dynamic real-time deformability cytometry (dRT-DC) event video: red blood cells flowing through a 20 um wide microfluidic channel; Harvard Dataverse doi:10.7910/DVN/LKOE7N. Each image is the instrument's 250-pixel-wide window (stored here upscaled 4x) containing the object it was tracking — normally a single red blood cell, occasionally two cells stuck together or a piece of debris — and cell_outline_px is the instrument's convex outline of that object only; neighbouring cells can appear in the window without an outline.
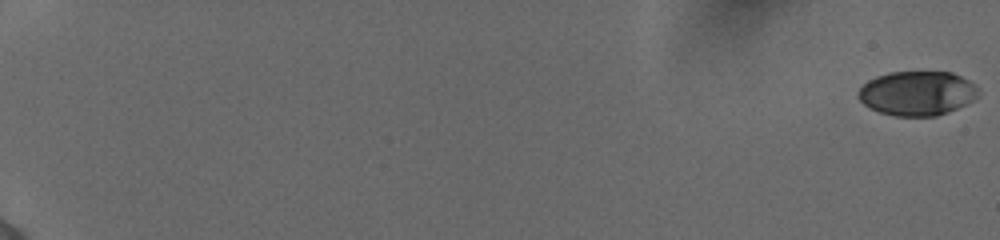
{"species": "human", "species_latin": "Homo sapiens", "temperature_condition": "cold", "stored_images_in_passage": 57, "camera_frame_rate_fps": 3000, "um_per_image_px": 0.085, "donor": {"sex": "female"}, "frame": {"image": 1, "passage_image": 1, "time_ms": 0.0, "image_size_px": [1000, 240], "cell_outline_px": [[976, 96], [972, 100], [948, 112], [936, 116], [896, 116], [880, 112], [864, 104], [860, 100], [860, 88], [868, 80], [876, 76], [892, 72], [952, 72], [968, 80], [976, 88]], "centroid_in_image_um": [77.94, 7.92], "position_along_channel_um": 7.1, "area_um2": 30.46}}
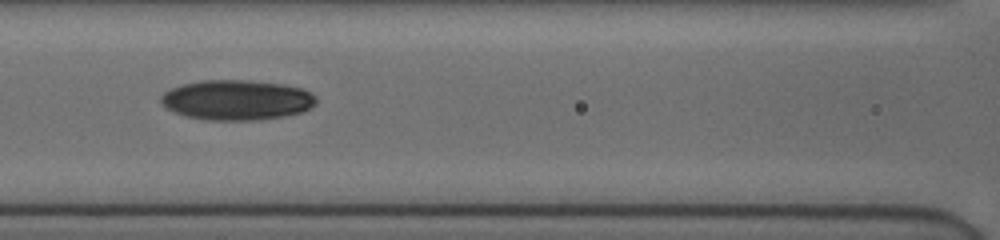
{"frame": {"image": 2, "passage_image": 30, "time_ms": 9.667, "image_size_px": [1000, 240], "cell_outline_px": [[316, 104], [300, 112], [284, 116], [260, 120], [204, 120], [184, 116], [160, 104], [160, 96], [164, 92], [172, 88], [184, 84], [200, 80], [248, 80], [284, 84], [300, 88], [312, 92], [316, 96]], "centroid_in_image_um": [20.12, 8.5], "position_along_channel_um": 146.5, "area_um2": 36.41}}
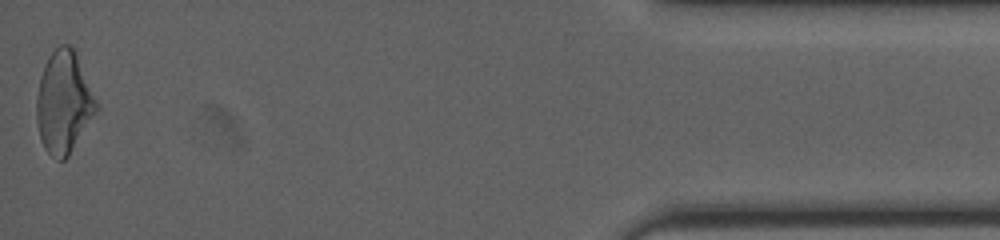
{"frame": {"image": 3, "passage_image": 57, "time_ms": 18.667, "image_size_px": [1000, 240], "cell_outline_px": [[100, 108], [68, 156], [64, 160], [60, 160], [52, 156], [44, 148], [40, 140], [36, 120], [36, 100], [40, 76], [44, 64], [48, 56], [60, 44], [72, 44], [76, 52]], "centroid_in_image_um": [5.42, 8.68], "position_along_channel_um": 429.8, "area_um2": 35.84}, "authors_computed_cell_mechanics": {"area_um2": 33.6396, "velocity_mm_per_s": 3.8934, "shape_relaxation_time_tau1_ms": null, "shape_relaxation_time_tau2_ms": 4.8418, "deformation_change_tau1": null, "deformation_change_tau2": 0.102}}